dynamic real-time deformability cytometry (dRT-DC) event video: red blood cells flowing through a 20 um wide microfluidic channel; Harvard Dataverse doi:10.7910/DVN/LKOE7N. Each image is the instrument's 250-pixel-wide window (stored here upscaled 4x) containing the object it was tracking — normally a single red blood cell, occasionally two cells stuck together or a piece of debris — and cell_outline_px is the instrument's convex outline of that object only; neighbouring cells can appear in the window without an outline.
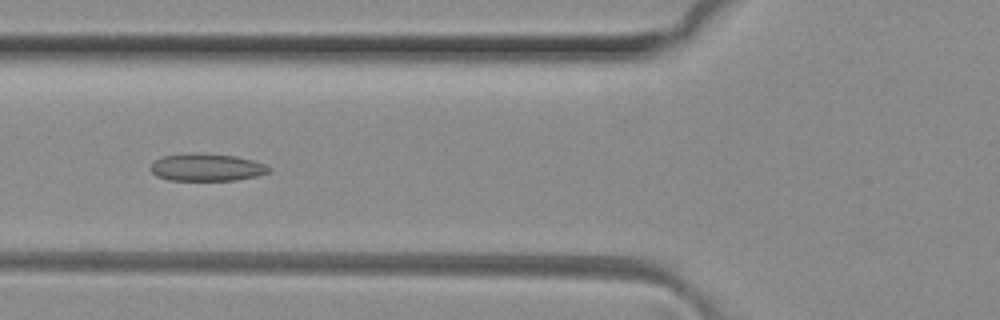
{"species": "common noctule bat (a hibernating species)", "species_latin": "Nyctalus noctula", "temperature_condition": "room temperature", "stored_images_in_passage": 50, "camera_frame_rate_fps": 3000, "um_per_image_px": 0.085, "animal": {"sex": "female", "body_mass_g": 29.2, "forearm_length_mm": 56.3}, "frame": {"image": 1, "passage_image": 19, "time_ms": 6.0, "image_size_px": [1000, 320], "cell_outline_px": [[272, 168], [268, 172], [256, 176], [236, 180], [168, 180], [156, 176], [148, 168], [160, 156], [192, 152], [236, 156], [252, 160], [264, 164]], "centroid_in_image_um": [17.52, 14.22], "position_along_channel_um": 108.3, "area_um2": 19.02}}
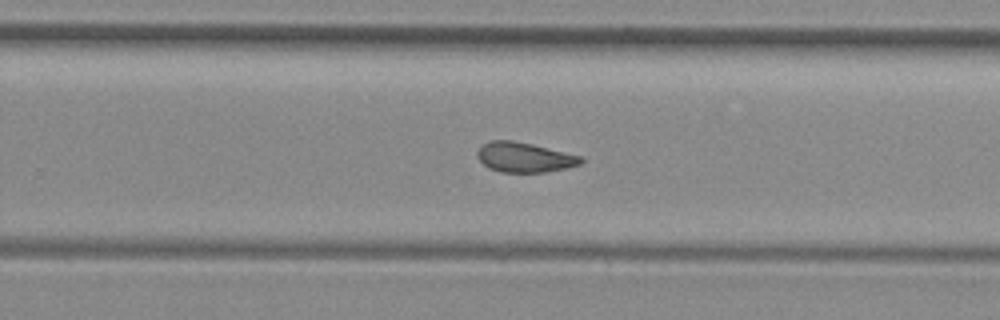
{"frame": {"image": 2, "passage_image": 32, "time_ms": 10.333, "image_size_px": [1000, 320], "cell_outline_px": [[584, 160], [580, 164], [568, 168], [544, 172], [500, 172], [488, 168], [476, 156], [476, 152], [488, 140], [512, 140], [532, 144], [584, 156]], "centroid_in_image_um": [44.6, 13.37], "position_along_channel_um": 285.2, "area_um2": 18.21}}
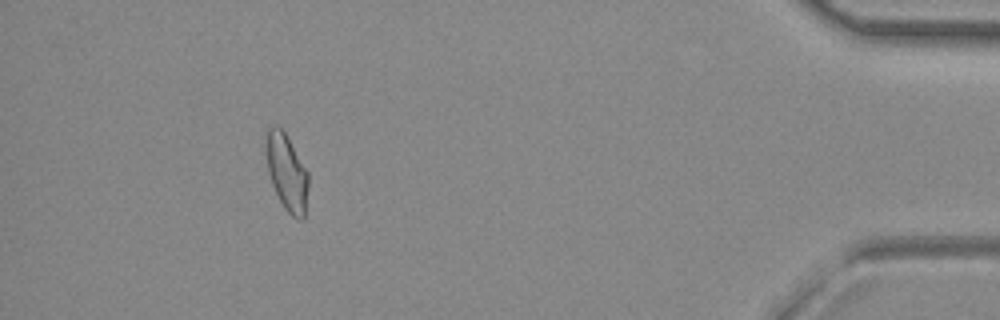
{"frame": {"image": 3, "passage_image": 46, "time_ms": 15.0, "image_size_px": [1000, 320], "cell_outline_px": [[308, 188], [304, 220], [300, 220], [292, 216], [284, 208], [272, 184], [268, 172], [264, 152], [264, 144], [268, 128], [272, 124], [276, 124], [284, 132], [308, 172]], "centroid_in_image_um": [24.34, 14.63], "position_along_channel_um": 410.9, "area_um2": 19.02}, "authors_computed_cell_mechanics": {"area_um2": 19.0451, "velocity_mm_per_s": 4.0818, "shape_relaxation_time_tau1_ms": null, "shape_relaxation_time_tau2_ms": 1.9793, "deformation_change_tau1": null, "deformation_change_tau2": 0.0841}}